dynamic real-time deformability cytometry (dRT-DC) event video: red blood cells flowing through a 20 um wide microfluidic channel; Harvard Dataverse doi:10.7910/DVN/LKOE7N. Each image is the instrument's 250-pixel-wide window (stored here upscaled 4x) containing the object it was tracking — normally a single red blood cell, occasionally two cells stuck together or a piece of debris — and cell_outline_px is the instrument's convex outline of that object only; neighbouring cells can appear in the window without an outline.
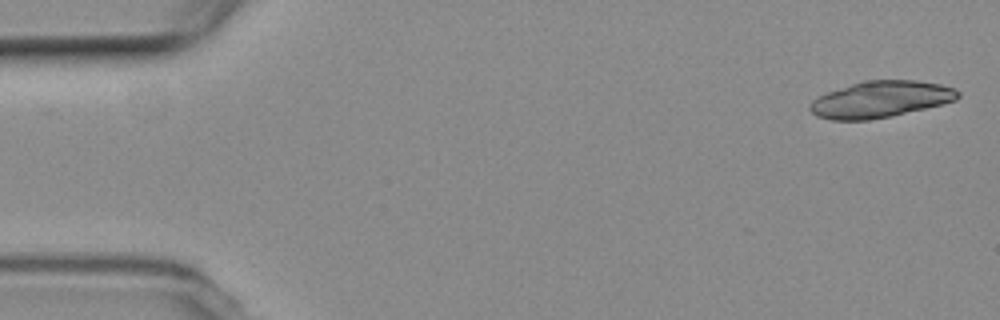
{"species": "common noctule bat (a hibernating species)", "species_latin": "Nyctalus noctula", "temperature_condition": "room temperature", "stored_images_in_passage": 6, "camera_frame_rate_fps": 3000, "um_per_image_px": 0.085, "animal": {"sex": "female", "body_mass_g": 19.3, "forearm_length_mm": 54.1}, "frame": {"image": 1, "passage_image": 1, "time_ms": 0.0, "image_size_px": [1000, 320], "cell_outline_px": [[960, 96], [956, 100], [892, 116], [868, 120], [832, 120], [816, 116], [808, 108], [808, 104], [812, 100], [828, 92], [864, 80], [916, 80], [940, 84], [956, 88], [960, 92]], "centroid_in_image_um": [74.85, 8.44], "position_along_channel_um": 10.2, "area_um2": 31.33}}